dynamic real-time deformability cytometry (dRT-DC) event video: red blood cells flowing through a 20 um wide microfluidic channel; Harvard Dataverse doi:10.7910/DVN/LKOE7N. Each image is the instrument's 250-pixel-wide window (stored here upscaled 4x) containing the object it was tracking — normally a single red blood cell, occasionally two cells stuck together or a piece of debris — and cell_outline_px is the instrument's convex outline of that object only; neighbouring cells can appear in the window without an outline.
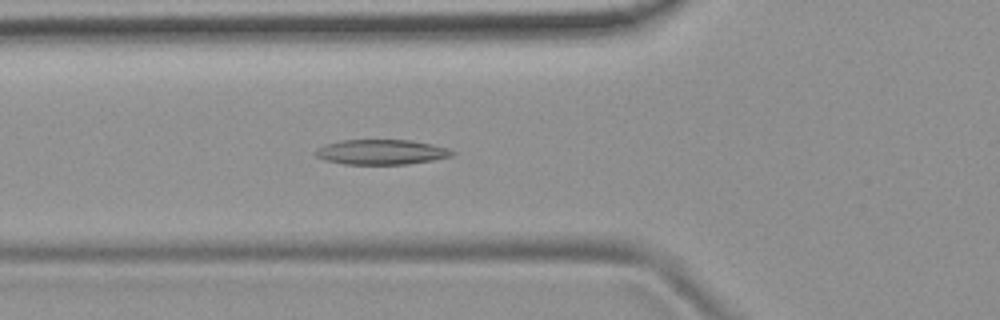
{"species": "common noctule bat (a hibernating species)", "species_latin": "Nyctalus noctula", "temperature_condition": "room temperature", "stored_images_in_passage": 52, "camera_frame_rate_fps": 3000, "um_per_image_px": 0.085, "animal": {"sex": "female", "body_mass_g": 19.9}, "frame": {"image": 1, "passage_image": 18, "time_ms": 5.667, "image_size_px": [1000, 320], "cell_outline_px": [[456, 152], [452, 156], [432, 160], [408, 164], [344, 164], [324, 160], [316, 156], [312, 152], [316, 148], [324, 144], [340, 140], [412, 140], [432, 144], [448, 148]], "centroid_in_image_um": [32.37, 12.92], "position_along_channel_um": 93.4, "area_um2": 20.11}}
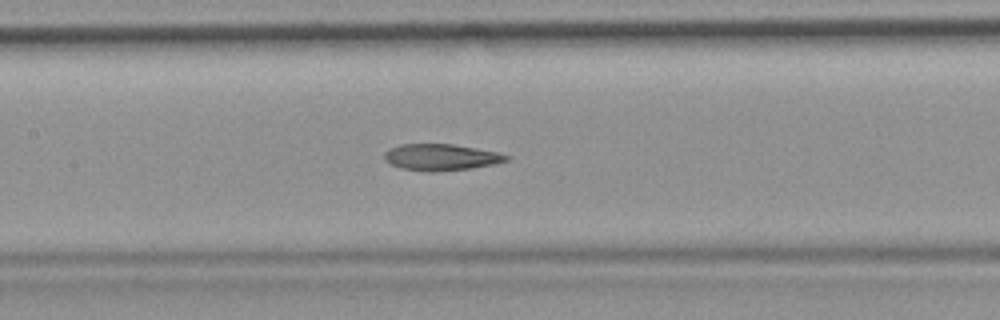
{"frame": {"image": 2, "passage_image": 24, "time_ms": 7.667, "image_size_px": [1000, 320], "cell_outline_px": [[512, 156], [508, 160], [496, 164], [472, 168], [436, 172], [428, 172], [400, 168], [384, 160], [384, 152], [388, 148], [400, 144], [452, 144], [476, 148], [496, 152]], "centroid_in_image_um": [37.48, 13.37], "position_along_channel_um": 169.9, "area_um2": 19.02}}
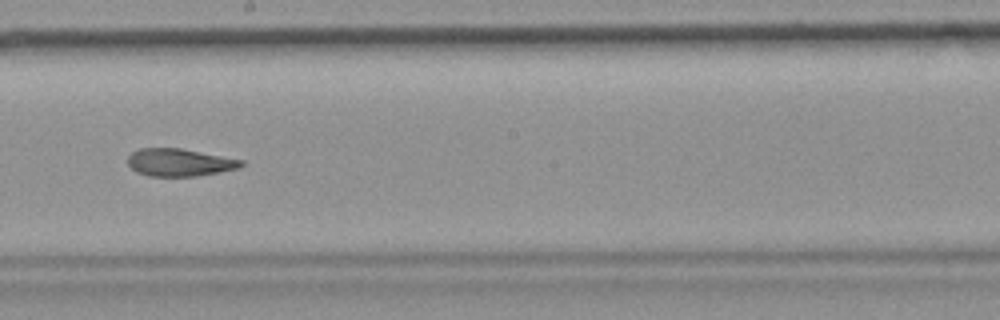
{"frame": {"image": 3, "passage_image": 29, "time_ms": 9.333, "image_size_px": [1000, 320], "cell_outline_px": [[244, 164], [240, 168], [196, 176], [148, 176], [136, 172], [128, 164], [128, 156], [132, 152], [140, 148], [180, 148], [244, 160]], "centroid_in_image_um": [15.25, 13.8], "position_along_channel_um": 232.9, "area_um2": 18.21}, "authors_computed_cell_mechanics": {"area_um2": 19.9988, "velocity_mm_per_s": 3.8128, "shape_relaxation_time_tau1_ms": null, "shape_relaxation_time_tau2_ms": 3.2572, "deformation_change_tau1": null, "deformation_change_tau2": 0.118}}